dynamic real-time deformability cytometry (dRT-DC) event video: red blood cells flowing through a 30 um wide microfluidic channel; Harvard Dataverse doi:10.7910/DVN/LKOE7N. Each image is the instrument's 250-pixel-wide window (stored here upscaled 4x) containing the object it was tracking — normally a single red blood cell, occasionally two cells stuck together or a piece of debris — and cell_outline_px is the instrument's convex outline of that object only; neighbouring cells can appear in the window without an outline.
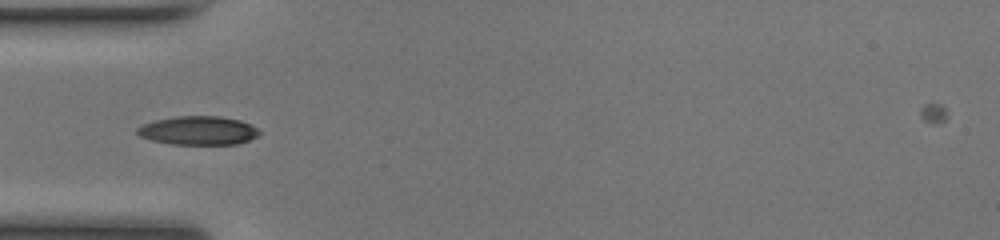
{"species": "common noctule bat (a hibernating species)", "species_latin": "Nyctalus noctula", "temperature_condition": "room temperature", "stored_images_in_passage": 36, "camera_frame_rate_fps": 3000, "um_per_image_px": 0.085, "animal": {"sex": "female", "body_mass_g": 17.0, "forearm_length_mm": 48.0}, "frame": {"image": 1, "passage_image": 5, "time_ms": 1.333, "image_size_px": [1000, 240], "cell_outline_px": [[260, 132], [256, 136], [248, 140], [236, 144], [172, 144], [152, 140], [140, 136], [136, 132], [136, 128], [144, 124], [156, 120], [176, 116], [220, 116], [240, 120], [252, 124]], "centroid_in_image_um": [16.85, 11.09], "position_along_channel_um": 68.1, "area_um2": 20.29}}
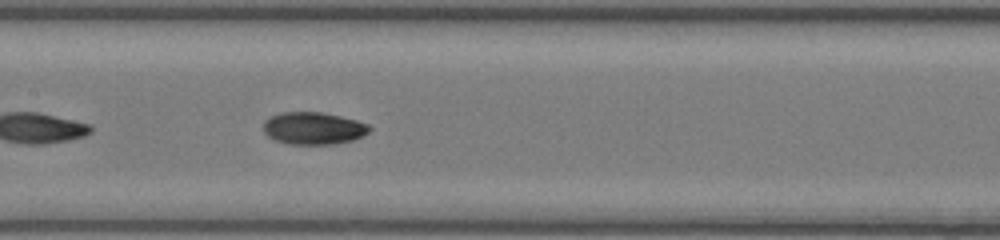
{"frame": {"image": 2, "passage_image": 13, "time_ms": 4.0, "image_size_px": [1000, 240], "cell_outline_px": [[372, 128], [368, 132], [352, 140], [332, 144], [288, 144], [272, 140], [264, 132], [264, 120], [268, 116], [280, 112], [320, 112], [340, 116], [356, 120], [368, 124]], "centroid_in_image_um": [26.59, 10.9], "position_along_channel_um": 180.8, "area_um2": 20.06}}
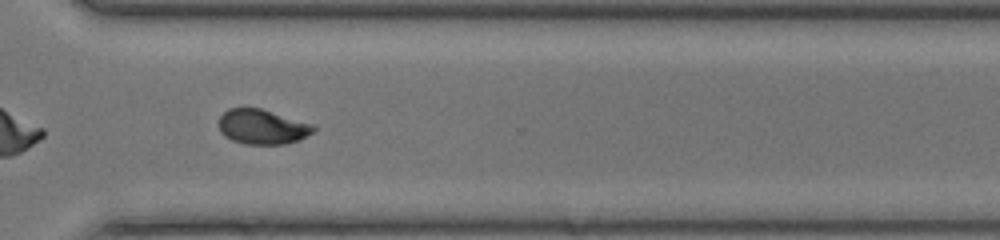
{"frame": {"image": 3, "passage_image": 25, "time_ms": 8.0, "image_size_px": [1000, 240], "cell_outline_px": [[316, 128], [312, 132], [296, 140], [284, 144], [244, 144], [232, 140], [224, 136], [220, 132], [220, 116], [228, 108], [260, 108], [312, 124]], "centroid_in_image_um": [22.25, 10.78], "position_along_channel_um": 348.4, "area_um2": 18.9}, "authors_computed_cell_mechanics": {"area_um2": 19.5364, "velocity_mm_per_s": 4.1897, "shape_relaxation_time_tau1_ms": 4.5032, "shape_relaxation_time_tau2_ms": 1.2196, "deformation_change_tau1": 0.1414, "deformation_change_tau2": 0.0462}}